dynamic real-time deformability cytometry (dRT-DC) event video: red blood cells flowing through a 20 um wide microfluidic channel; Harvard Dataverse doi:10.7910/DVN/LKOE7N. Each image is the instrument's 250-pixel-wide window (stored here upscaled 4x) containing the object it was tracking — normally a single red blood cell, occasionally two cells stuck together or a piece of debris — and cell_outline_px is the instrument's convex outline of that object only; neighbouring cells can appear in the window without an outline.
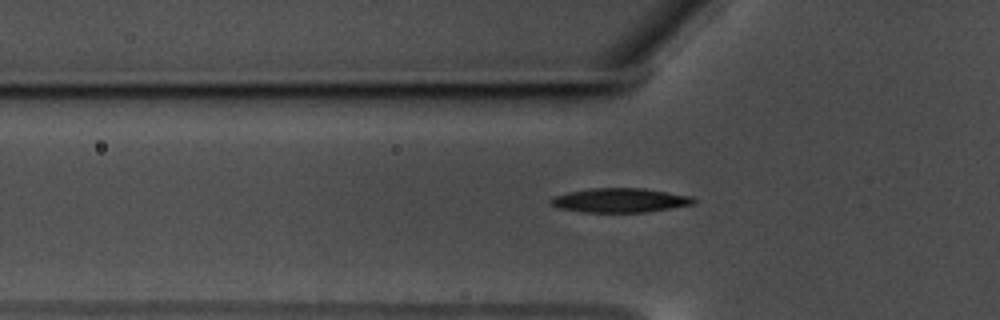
{"species": "common noctule bat (a hibernating species)", "species_latin": "Nyctalus noctula", "temperature_condition": "warm", "stored_images_in_passage": 41, "camera_frame_rate_fps": 3000, "um_per_image_px": 0.085, "animal": {"sex": "male", "body_mass_g": 17.5, "forearm_length_mm": 52.3}, "frame": {"image": 1, "passage_image": 5, "time_ms": 1.333, "image_size_px": [1000, 320], "cell_outline_px": [[696, 204], [644, 212], [580, 212], [560, 208], [552, 204], [548, 200], [552, 196], [568, 192], [592, 188], [644, 188], [692, 196], [696, 200]], "centroid_in_image_um": [52.7, 17.02], "position_along_channel_um": 73.1, "area_um2": 20.23}}
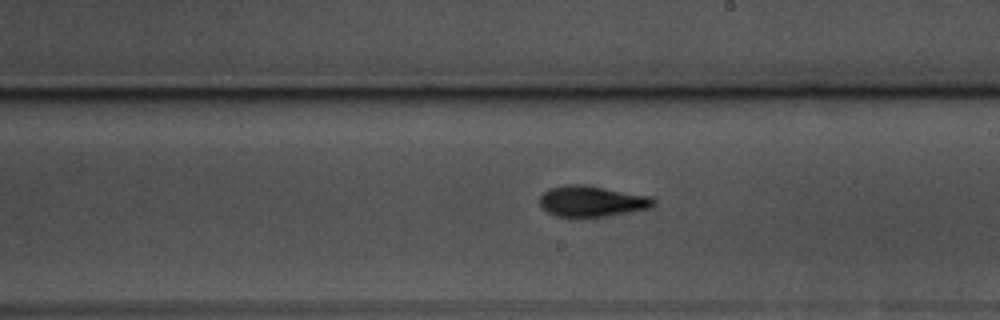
{"frame": {"image": 2, "passage_image": 19, "time_ms": 6.0, "image_size_px": [1000, 320], "cell_outline_px": [[656, 204], [652, 208], [632, 212], [608, 216], [556, 216], [548, 212], [540, 204], [540, 196], [548, 188], [564, 184], [584, 184], [648, 196], [656, 200]], "centroid_in_image_um": [50.33, 17.09], "position_along_channel_um": 238.7, "area_um2": 20.46}}
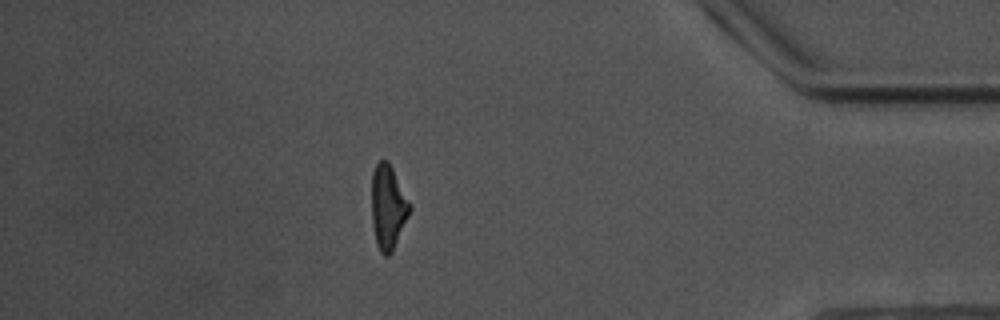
{"frame": {"image": 3, "passage_image": 36, "time_ms": 11.667, "image_size_px": [1000, 320], "cell_outline_px": [[412, 208], [392, 252], [388, 256], [384, 256], [380, 252], [376, 244], [372, 224], [372, 172], [376, 164], [380, 160], [388, 160], [412, 204]], "centroid_in_image_um": [32.99, 17.6], "position_along_channel_um": 402.2, "area_um2": 18.9}, "authors_computed_cell_mechanics": {"area_um2": 19.5364, "velocity_mm_per_s": 3.5488, "shape_relaxation_time_tau1_ms": 3.1887, "shape_relaxation_time_tau2_ms": 3.8313, "deformation_change_tau1": 0.151, "deformation_change_tau2": 0.1226}}